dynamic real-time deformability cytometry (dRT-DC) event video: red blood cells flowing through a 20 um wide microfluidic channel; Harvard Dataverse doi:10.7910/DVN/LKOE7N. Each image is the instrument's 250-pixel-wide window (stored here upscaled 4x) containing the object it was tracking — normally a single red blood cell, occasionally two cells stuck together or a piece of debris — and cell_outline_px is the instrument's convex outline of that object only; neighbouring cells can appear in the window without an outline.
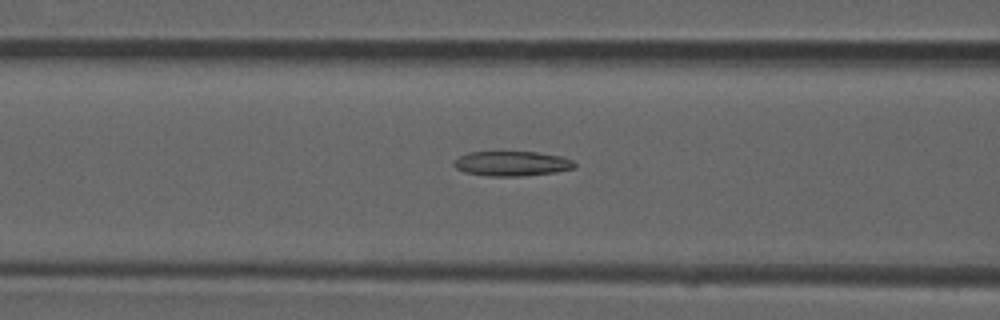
{"species": "common noctule bat (a hibernating species)", "species_latin": "Nyctalus noctula", "temperature_condition": "room temperature", "stored_images_in_passage": 48, "camera_frame_rate_fps": 3000, "um_per_image_px": 0.085, "animal": {"sex": "male", "forearm_length_mm": 52.5}, "frame": {"image": 1, "passage_image": 21, "time_ms": 6.667, "image_size_px": [1000, 320], "cell_outline_px": [[576, 168], [556, 172], [520, 176], [488, 176], [464, 172], [456, 168], [452, 164], [452, 160], [468, 152], [536, 152], [560, 156], [572, 160], [576, 164]], "centroid_in_image_um": [43.48, 13.9], "position_along_channel_um": 123.1, "area_um2": 17.51}}
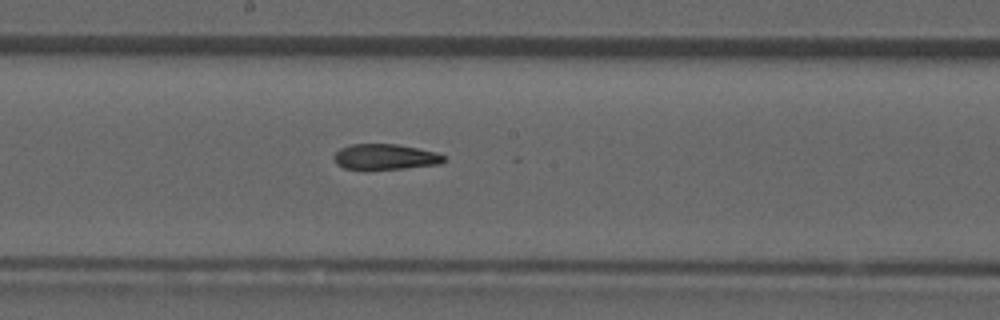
{"frame": {"image": 2, "passage_image": 28, "time_ms": 9.0, "image_size_px": [1000, 320], "cell_outline_px": [[448, 160], [440, 164], [404, 168], [344, 168], [336, 164], [332, 156], [340, 148], [352, 144], [396, 144], [436, 152], [444, 156]], "centroid_in_image_um": [32.75, 13.32], "position_along_channel_um": 215.5, "area_um2": 16.13}}
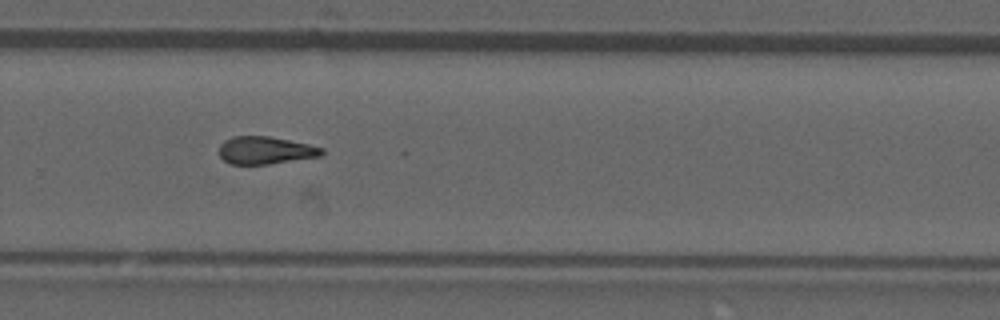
{"frame": {"image": 3, "passage_image": 35, "time_ms": 11.333, "image_size_px": [1000, 320], "cell_outline_px": [[324, 152], [320, 156], [268, 164], [232, 164], [224, 160], [220, 156], [220, 144], [224, 140], [232, 136], [268, 136], [308, 144], [324, 148]], "centroid_in_image_um": [22.55, 12.77], "position_along_channel_um": 307.3, "area_um2": 16.36}}